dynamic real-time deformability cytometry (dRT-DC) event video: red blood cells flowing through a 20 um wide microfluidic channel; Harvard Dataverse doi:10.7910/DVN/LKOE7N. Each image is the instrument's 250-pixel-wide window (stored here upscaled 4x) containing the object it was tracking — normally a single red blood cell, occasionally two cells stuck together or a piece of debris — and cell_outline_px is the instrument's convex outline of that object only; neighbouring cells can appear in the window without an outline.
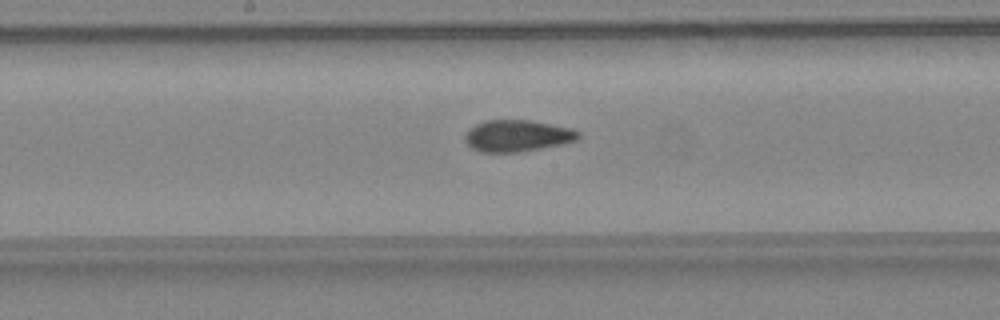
{"species": "common noctule bat (a hibernating species)", "species_latin": "Nyctalus noctula", "temperature_condition": "warm", "stored_images_in_passage": 30, "camera_frame_rate_fps": 3000, "um_per_image_px": 0.085, "animal": {"sex": "female", "body_mass_g": 24.6, "forearm_length_mm": 56.2}, "frame": {"image": 1, "passage_image": 14, "time_ms": 4.333, "image_size_px": [1000, 320], "cell_outline_px": [[580, 136], [576, 140], [560, 144], [520, 152], [480, 152], [472, 148], [464, 140], [464, 136], [468, 128], [484, 120], [532, 120], [572, 128], [580, 132]], "centroid_in_image_um": [43.94, 11.53], "position_along_channel_um": 204.3, "area_um2": 20.98}}
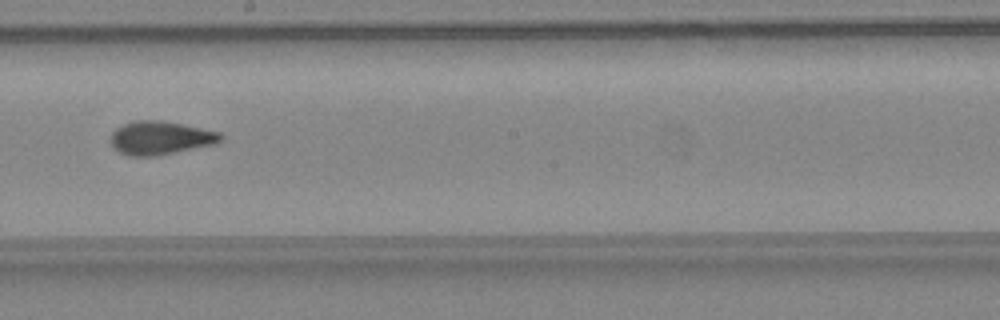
{"frame": {"image": 2, "passage_image": 16, "time_ms": 5.0, "image_size_px": [1000, 320], "cell_outline_px": [[224, 140], [216, 144], [152, 156], [128, 156], [120, 152], [108, 140], [112, 132], [116, 128], [124, 124], [136, 120], [160, 120], [220, 132], [224, 136]], "centroid_in_image_um": [13.63, 11.72], "position_along_channel_um": 234.6, "area_um2": 21.33}}
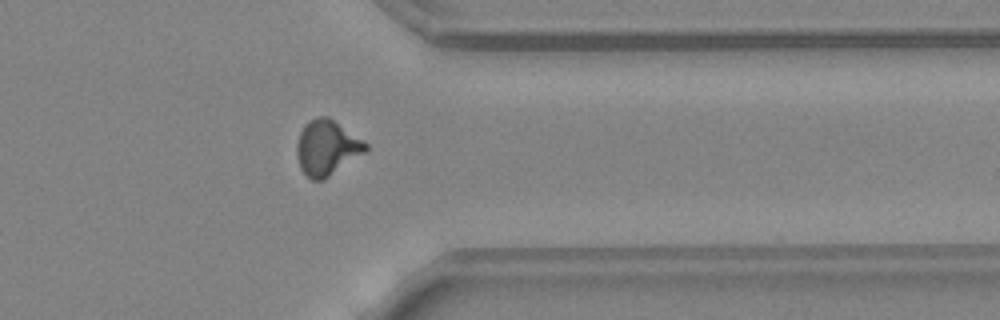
{"frame": {"image": 3, "passage_image": 26, "time_ms": 8.333, "image_size_px": [1000, 320], "cell_outline_px": [[368, 148], [364, 152], [324, 180], [312, 180], [300, 168], [296, 156], [296, 144], [300, 132], [304, 124], [308, 120], [316, 116], [328, 116], [368, 144]], "centroid_in_image_um": [27.74, 12.54], "position_along_channel_um": 383.7, "area_um2": 22.02}}